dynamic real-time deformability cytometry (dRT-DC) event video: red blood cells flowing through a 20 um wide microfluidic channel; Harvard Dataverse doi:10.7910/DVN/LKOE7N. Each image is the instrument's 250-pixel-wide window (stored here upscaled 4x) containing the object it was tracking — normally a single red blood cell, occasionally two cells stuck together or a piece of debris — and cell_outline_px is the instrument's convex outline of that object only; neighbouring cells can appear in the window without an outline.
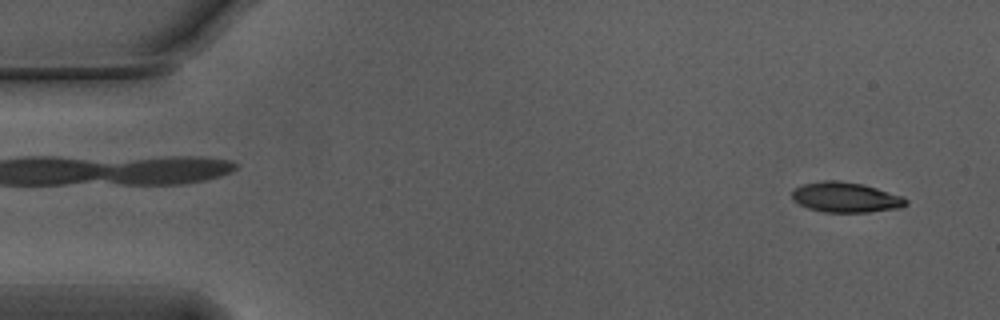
{"species": "Egyptian fruit bat (a non-hibernating species)", "species_latin": "Rousettus aegyptiacus", "temperature_condition": "warm", "stored_images_in_passage": 55, "camera_frame_rate_fps": 3000, "um_per_image_px": 0.085, "animal": {"sex": "male"}, "frame": {"image": 1, "passage_image": 4, "time_ms": 1.0, "image_size_px": [1000, 320], "cell_outline_px": [[908, 204], [900, 208], [868, 212], [824, 212], [808, 208], [792, 200], [792, 192], [796, 188], [804, 184], [824, 180], [840, 180], [860, 184], [876, 188], [904, 196], [908, 200]], "centroid_in_image_um": [71.91, 16.77], "position_along_channel_um": 13.1, "area_um2": 20.0}}
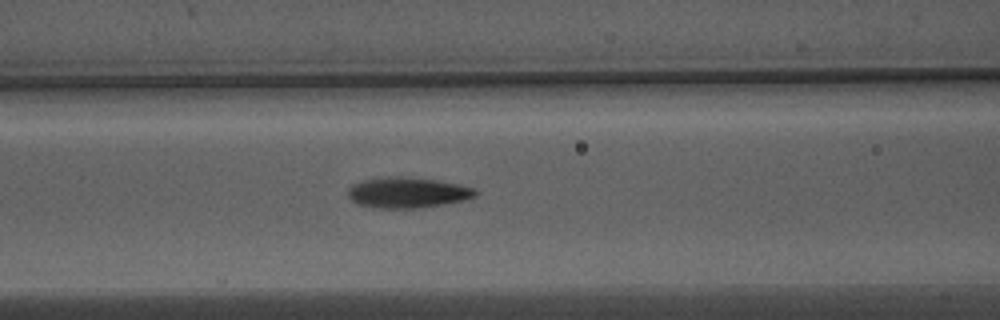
{"frame": {"image": 2, "passage_image": 23, "time_ms": 7.333, "image_size_px": [1000, 320], "cell_outline_px": [[480, 192], [476, 196], [464, 200], [444, 204], [420, 208], [372, 208], [356, 204], [348, 196], [348, 188], [352, 184], [364, 180], [432, 180], [456, 184], [472, 188]], "centroid_in_image_um": [34.64, 16.45], "position_along_channel_um": 132.0, "area_um2": 21.56}}
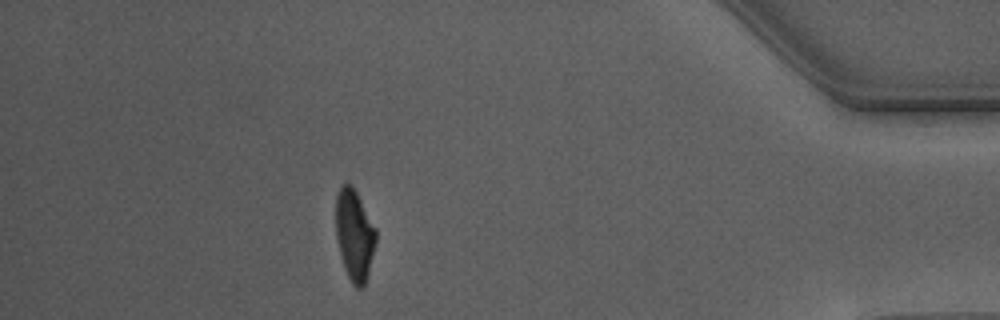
{"frame": {"image": 3, "passage_image": 49, "time_ms": 16.0, "image_size_px": [1000, 320], "cell_outline_px": [[376, 240], [364, 288], [356, 288], [352, 284], [344, 268], [340, 256], [336, 236], [336, 196], [340, 184], [352, 184], [376, 228]], "centroid_in_image_um": [30.11, 19.96], "position_along_channel_um": 405.1, "area_um2": 21.27}, "authors_computed_cell_mechanics": {"area_um2": 21.2704, "velocity_mm_per_s": 3.7541, "shape_relaxation_time_tau1_ms": 3.8993, "shape_relaxation_time_tau2_ms": 1.6028, "deformation_change_tau1": 0.207, "deformation_change_tau2": 0.1012}}